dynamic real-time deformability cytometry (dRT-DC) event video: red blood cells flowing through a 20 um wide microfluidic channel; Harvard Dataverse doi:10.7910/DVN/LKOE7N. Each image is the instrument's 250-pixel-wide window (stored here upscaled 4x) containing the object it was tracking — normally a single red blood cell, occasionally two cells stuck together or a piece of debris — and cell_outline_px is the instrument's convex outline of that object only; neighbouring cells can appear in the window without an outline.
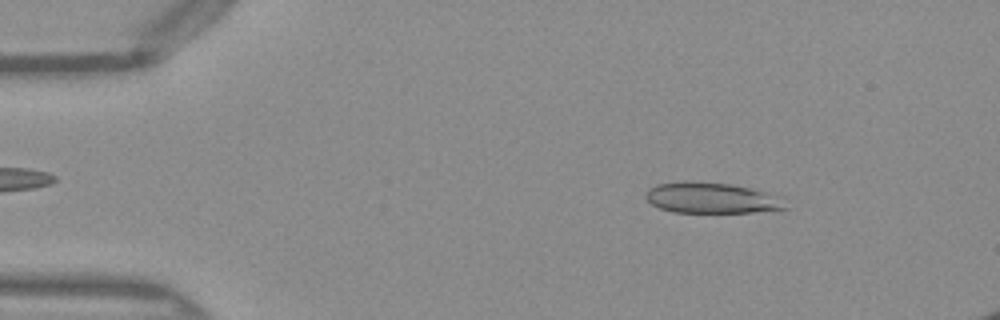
{"species": "Egyptian fruit bat (a non-hibernating species)", "species_latin": "Rousettus aegyptiacus", "temperature_condition": "warm", "stored_images_in_passage": 49, "segment_of_instrument_passage": [1, 2], "camera_frame_rate_fps": 3000, "um_per_image_px": 0.085, "frame": {"image": 1, "passage_image": 6, "time_ms": 1.667, "image_size_px": [1000, 320], "cell_outline_px": [[788, 208], [752, 212], [672, 212], [660, 208], [652, 204], [644, 196], [648, 188], [656, 184], [684, 180], [732, 184], [780, 196]], "centroid_in_image_um": [60.42, 16.81], "position_along_channel_um": 24.6, "area_um2": 25.03}}
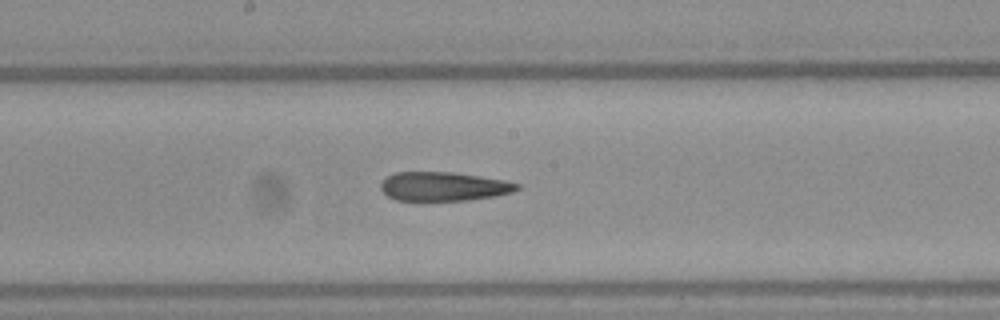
{"frame": {"image": 2, "passage_image": 25, "time_ms": 8.0, "image_size_px": [1000, 320], "cell_outline_px": [[524, 188], [512, 192], [496, 196], [468, 200], [396, 200], [388, 196], [380, 188], [380, 184], [388, 176], [396, 172], [452, 172], [480, 176], [504, 180], [520, 184]], "centroid_in_image_um": [37.76, 15.84], "position_along_channel_um": 210.4, "area_um2": 23.0}}
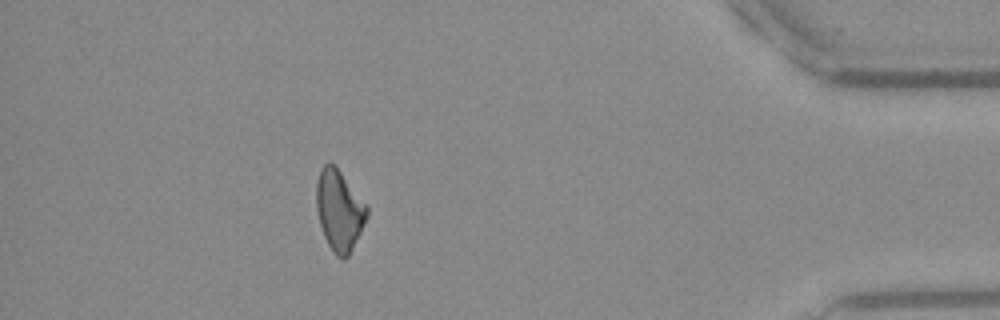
{"frame": {"image": 3, "passage_image": 43, "time_ms": 14.0, "image_size_px": [1000, 320], "cell_outline_px": [[368, 216], [348, 256], [344, 260], [336, 256], [332, 252], [324, 236], [320, 224], [316, 208], [316, 184], [320, 168], [328, 160], [336, 164], [368, 204]], "centroid_in_image_um": [28.84, 17.81], "position_along_channel_um": 406.4, "area_um2": 24.33}}